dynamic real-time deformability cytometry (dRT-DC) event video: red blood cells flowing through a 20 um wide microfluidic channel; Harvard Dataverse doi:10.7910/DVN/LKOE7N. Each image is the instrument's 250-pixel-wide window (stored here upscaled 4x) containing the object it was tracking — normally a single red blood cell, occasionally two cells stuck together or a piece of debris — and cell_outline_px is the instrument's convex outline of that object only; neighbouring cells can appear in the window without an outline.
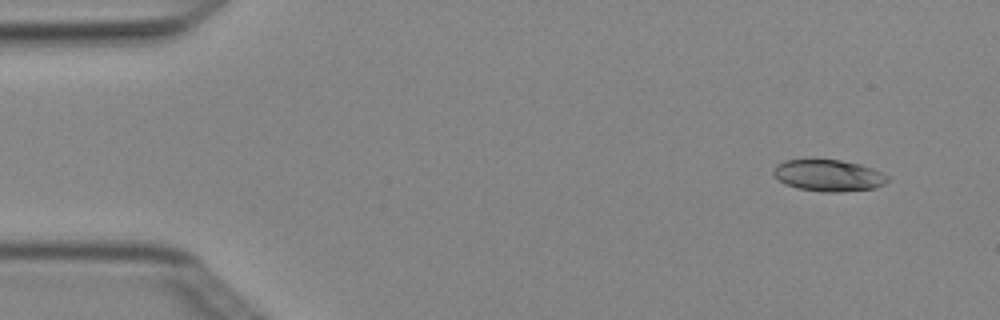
{"species": "Egyptian fruit bat (a non-hibernating species)", "species_latin": "Rousettus aegyptiacus", "temperature_condition": "cold", "stored_images_in_passage": 4, "camera_frame_rate_fps": 3000, "um_per_image_px": 0.085, "animal": {"sex": "female"}, "frame": {"image": 1, "passage_image": 1, "time_ms": 0.0, "image_size_px": [1000, 320], "cell_outline_px": [[888, 180], [884, 184], [876, 188], [840, 192], [824, 192], [796, 188], [784, 184], [772, 172], [776, 164], [784, 160], [840, 160], [860, 164], [872, 168], [888, 176]], "centroid_in_image_um": [70.41, 14.92], "position_along_channel_um": 14.6, "area_um2": 20.98}}
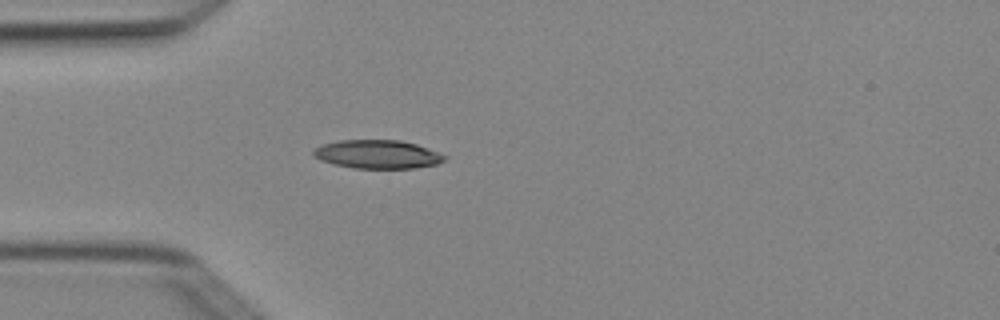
{"frame": {"image": 2, "passage_image": 4, "time_ms": 1.0, "image_size_px": [1000, 320], "cell_outline_px": [[448, 156], [444, 160], [436, 164], [416, 168], [352, 168], [320, 160], [312, 156], [312, 148], [320, 144], [340, 140], [400, 140], [416, 144], [428, 148]], "centroid_in_image_um": [32.05, 13.1], "position_along_channel_um": 53.0, "area_um2": 21.96}}